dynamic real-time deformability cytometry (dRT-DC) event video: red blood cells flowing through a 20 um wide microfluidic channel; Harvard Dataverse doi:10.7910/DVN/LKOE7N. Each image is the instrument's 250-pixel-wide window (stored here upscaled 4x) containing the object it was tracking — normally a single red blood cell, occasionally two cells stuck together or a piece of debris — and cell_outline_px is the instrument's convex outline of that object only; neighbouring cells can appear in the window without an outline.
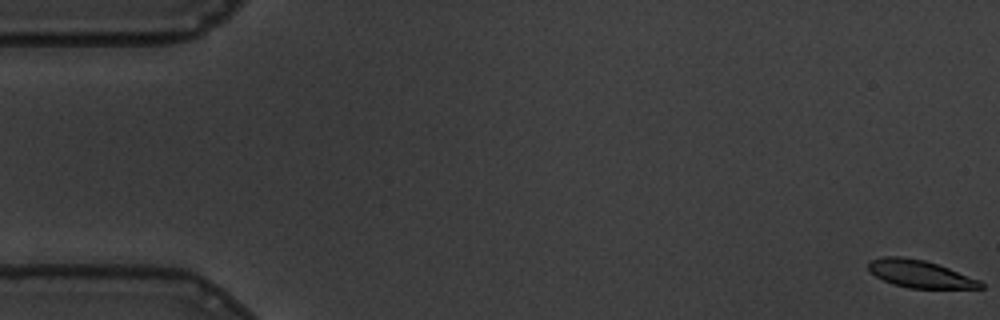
{"species": "common noctule bat (a hibernating species)", "species_latin": "Nyctalus noctula", "temperature_condition": "warm", "stored_images_in_passage": 59, "camera_frame_rate_fps": 3000, "um_per_image_px": 0.085, "animal": {"sex": "male", "body_mass_g": 19.5, "forearm_length_mm": 54.6}, "frame": {"image": 1, "passage_image": 1, "time_ms": 0.0, "image_size_px": [1000, 320], "cell_outline_px": [[984, 288], [908, 288], [892, 284], [876, 276], [868, 268], [868, 260], [884, 256], [900, 256], [924, 260], [948, 268], [980, 280], [984, 284]], "centroid_in_image_um": [78.18, 23.28], "position_along_channel_um": 6.8, "area_um2": 17.86}}
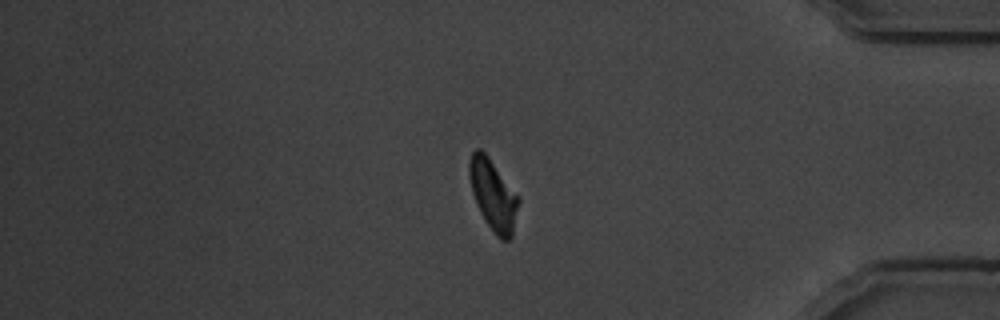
{"frame": {"image": 2, "passage_image": 50, "time_ms": 16.333, "image_size_px": [1000, 320], "cell_outline_px": [[520, 200], [512, 236], [508, 240], [500, 240], [492, 232], [484, 220], [476, 204], [472, 192], [468, 176], [468, 160], [472, 152], [476, 148], [480, 148], [488, 156], [520, 196]], "centroid_in_image_um": [41.91, 16.57], "position_along_channel_um": 393.3, "area_um2": 20.75}}
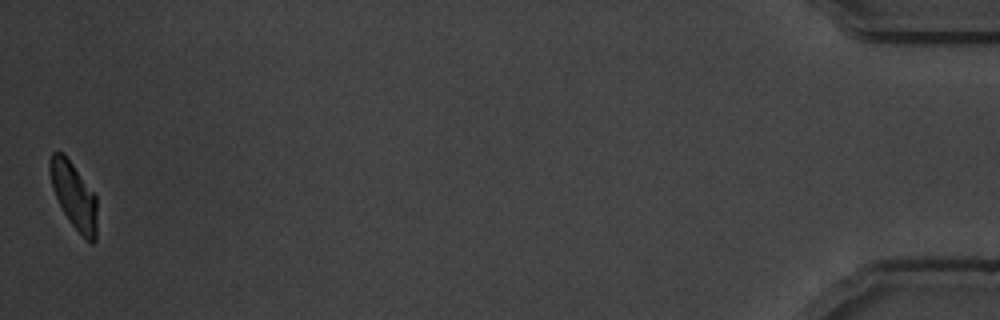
{"frame": {"image": 3, "passage_image": 59, "time_ms": 19.333, "image_size_px": [1000, 320], "cell_outline_px": [[96, 240], [92, 244], [72, 224], [64, 212], [52, 188], [48, 168], [48, 164], [52, 152], [64, 152], [96, 196]], "centroid_in_image_um": [6.26, 16.57], "position_along_channel_um": 428.9, "area_um2": 17.92}, "authors_computed_cell_mechanics": {"area_um2": 20.2878, "velocity_mm_per_s": 3.4212, "shape_relaxation_time_tau1_ms": 3.7798, "shape_relaxation_time_tau2_ms": 6.2208, "deformation_change_tau1": 0.163, "deformation_change_tau2": 0.1063}}